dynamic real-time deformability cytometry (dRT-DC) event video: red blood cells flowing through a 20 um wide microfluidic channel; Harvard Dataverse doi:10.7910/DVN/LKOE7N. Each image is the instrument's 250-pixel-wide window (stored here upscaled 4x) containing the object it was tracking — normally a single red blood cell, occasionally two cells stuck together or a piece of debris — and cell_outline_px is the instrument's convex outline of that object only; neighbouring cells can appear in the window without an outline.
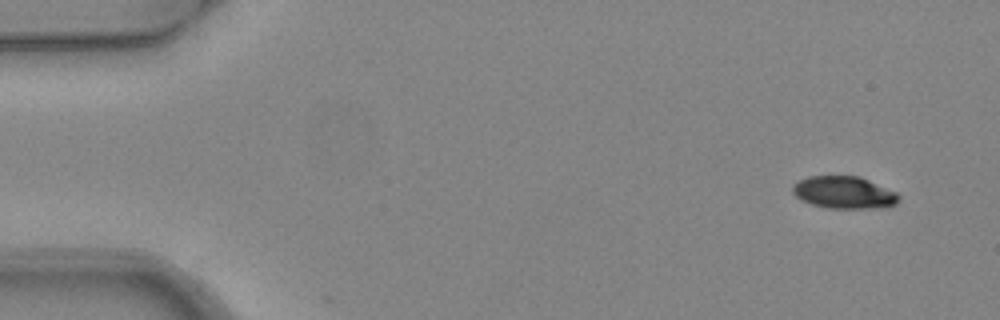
{"species": "common noctule bat (a hibernating species)", "species_latin": "Nyctalus noctula", "temperature_condition": "warm", "stored_images_in_passage": 4, "camera_frame_rate_fps": 3000, "um_per_image_px": 0.085, "animal": {"sex": "female", "body_mass_g": 24.6, "forearm_length_mm": 56.2}, "frame": {"image": 1, "passage_image": 1, "time_ms": 0.0, "image_size_px": [1000, 320], "cell_outline_px": [[900, 200], [896, 204], [888, 208], [828, 208], [812, 204], [800, 200], [792, 192], [792, 184], [808, 176], [860, 176], [896, 192], [900, 196]], "centroid_in_image_um": [71.76, 16.37], "position_along_channel_um": 13.2, "area_um2": 20.17}}
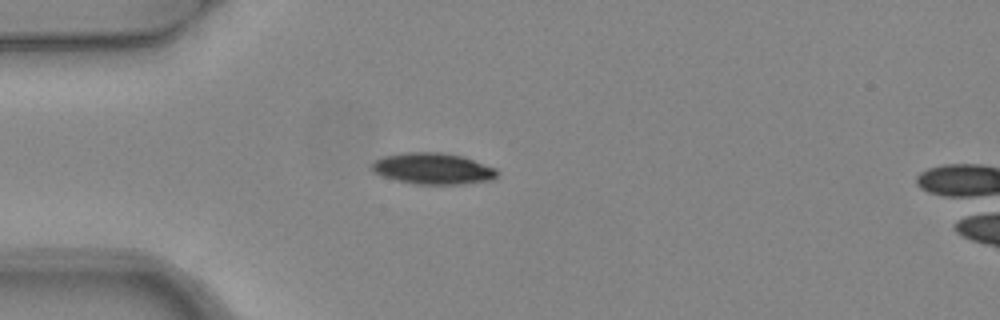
{"frame": {"image": 2, "passage_image": 3, "time_ms": 0.667, "image_size_px": [1000, 320], "cell_outline_px": [[500, 172], [492, 180], [464, 184], [416, 184], [396, 180], [372, 172], [372, 164], [376, 160], [384, 156], [404, 152], [444, 152], [464, 156], [496, 168]], "centroid_in_image_um": [36.84, 14.32], "position_along_channel_um": 48.2, "area_um2": 23.0}}